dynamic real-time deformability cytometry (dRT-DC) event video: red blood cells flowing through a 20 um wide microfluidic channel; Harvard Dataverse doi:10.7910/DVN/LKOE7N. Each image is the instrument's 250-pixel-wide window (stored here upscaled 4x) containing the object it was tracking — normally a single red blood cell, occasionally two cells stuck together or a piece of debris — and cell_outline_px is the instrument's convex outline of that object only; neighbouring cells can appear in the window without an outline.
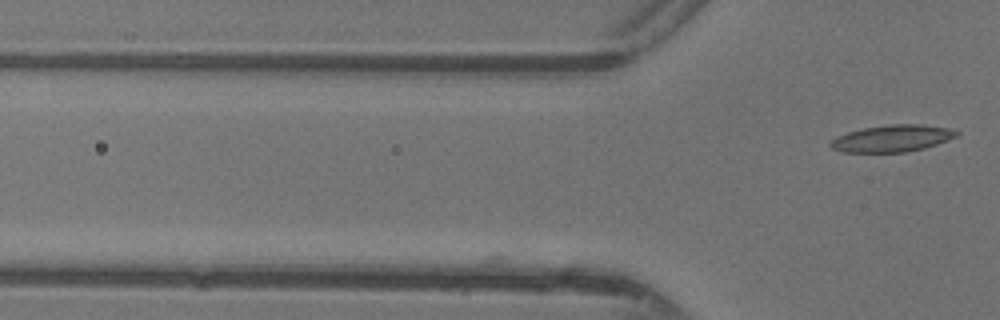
{"species": "common noctule bat (a hibernating species)", "species_latin": "Nyctalus noctula", "temperature_condition": "warm", "stored_images_in_passage": 5, "camera_frame_rate_fps": 3000, "um_per_image_px": 0.085, "animal": {"sex": "female"}, "frame": {"image": 1, "passage_image": 5, "time_ms": 1.333, "image_size_px": [1000, 320], "cell_outline_px": [[960, 132], [956, 136], [948, 140], [924, 148], [904, 152], [844, 152], [832, 148], [828, 144], [836, 136], [848, 132], [864, 128], [892, 124], [920, 124], [948, 128]], "centroid_in_image_um": [75.82, 11.76], "position_along_channel_um": 50.0, "area_um2": 19.54}}